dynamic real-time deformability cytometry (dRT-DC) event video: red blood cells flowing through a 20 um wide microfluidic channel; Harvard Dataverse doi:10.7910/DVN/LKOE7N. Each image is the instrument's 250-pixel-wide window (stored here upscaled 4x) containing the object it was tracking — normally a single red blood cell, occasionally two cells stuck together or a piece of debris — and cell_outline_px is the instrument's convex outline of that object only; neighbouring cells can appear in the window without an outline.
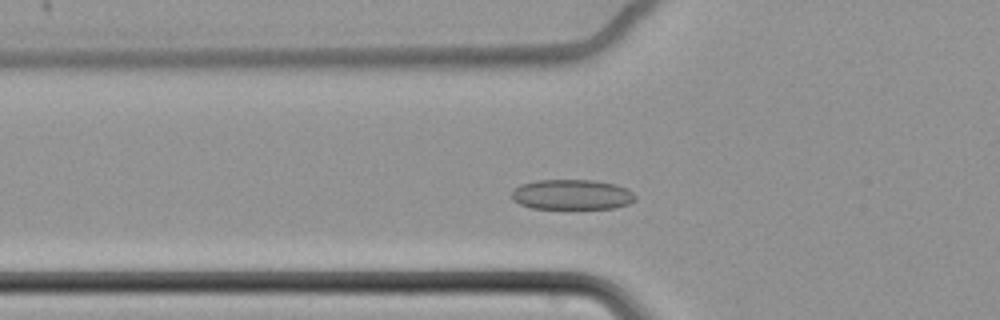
{"species": "common noctule bat (a hibernating species)", "species_latin": "Nyctalus noctula", "temperature_condition": "cold", "stored_images_in_passage": 54, "camera_frame_rate_fps": 3000, "um_per_image_px": 0.085, "animal": {"sex": "female", "body_mass_g": 22.7, "forearm_length_mm": 54.2}, "frame": {"image": 1, "passage_image": 15, "time_ms": 4.667, "image_size_px": [1000, 320], "cell_outline_px": [[636, 200], [628, 204], [616, 208], [532, 208], [520, 204], [512, 200], [512, 192], [520, 184], [536, 180], [592, 180], [616, 184], [632, 192], [636, 196]], "centroid_in_image_um": [48.61, 16.54], "position_along_channel_um": 77.2, "area_um2": 21.68}}
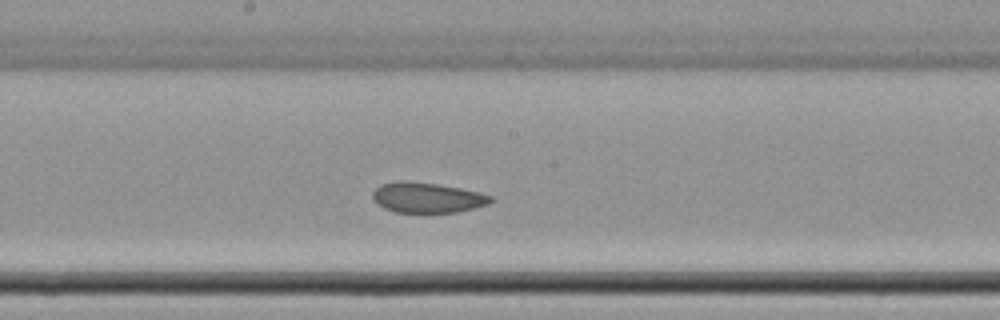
{"frame": {"image": 2, "passage_image": 27, "time_ms": 8.667, "image_size_px": [1000, 320], "cell_outline_px": [[492, 200], [488, 204], [456, 212], [396, 212], [384, 208], [376, 204], [372, 200], [372, 192], [380, 184], [396, 180], [408, 180], [436, 184], [460, 188], [480, 192], [492, 196]], "centroid_in_image_um": [36.25, 16.78], "position_along_channel_um": 212.0, "area_um2": 20.92}}
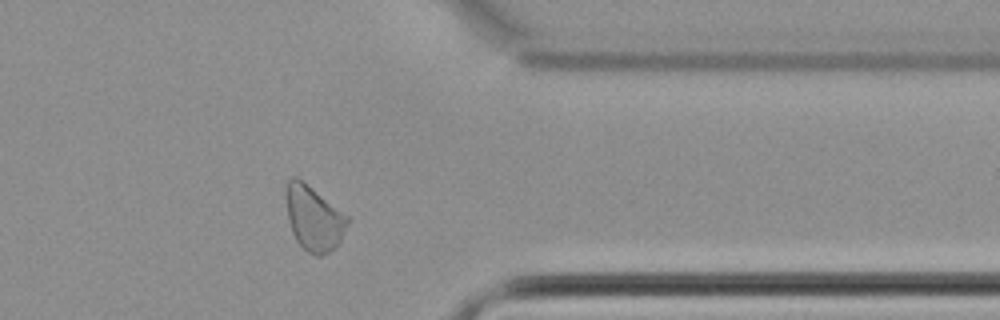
{"frame": {"image": 3, "passage_image": 43, "time_ms": 14.0, "image_size_px": [1000, 320], "cell_outline_px": [[348, 224], [340, 240], [328, 252], [320, 256], [316, 256], [308, 252], [296, 240], [292, 232], [288, 220], [284, 196], [284, 188], [288, 180], [292, 176], [296, 176], [312, 188], [348, 216]], "centroid_in_image_um": [26.61, 18.52], "position_along_channel_um": 384.8, "area_um2": 23.06}, "authors_computed_cell_mechanics": {"area_um2": 22.6576, "velocity_mm_per_s": 3.3986, "shape_relaxation_time_tau1_ms": null, "shape_relaxation_time_tau2_ms": 2.7014, "deformation_change_tau1": null, "deformation_change_tau2": 0.061}}